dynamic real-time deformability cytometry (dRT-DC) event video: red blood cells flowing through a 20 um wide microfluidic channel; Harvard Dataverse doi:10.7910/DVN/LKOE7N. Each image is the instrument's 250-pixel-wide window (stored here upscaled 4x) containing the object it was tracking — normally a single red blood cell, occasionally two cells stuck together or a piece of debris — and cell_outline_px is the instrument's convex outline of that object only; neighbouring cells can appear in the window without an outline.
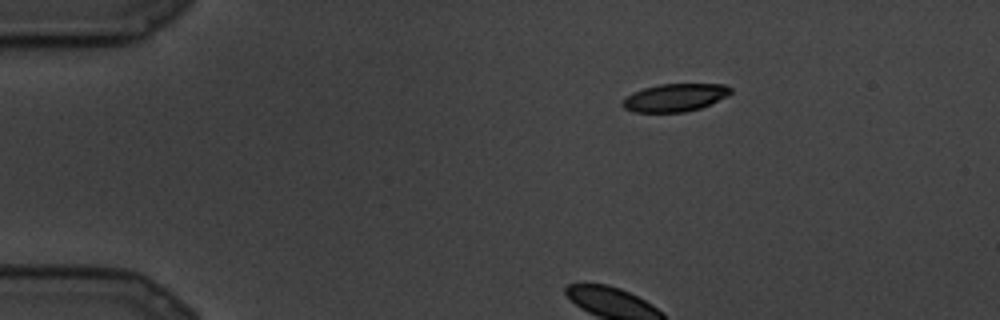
{"species": "common noctule bat (a hibernating species)", "species_latin": "Nyctalus noctula", "temperature_condition": "cold", "stored_images_in_passage": 12, "camera_frame_rate_fps": 3000, "um_per_image_px": 0.085, "animal": {"sex": "male", "body_mass_g": 19.5, "forearm_length_mm": 54.6}, "frame": {"image": 1, "passage_image": 1, "time_ms": 0.0, "image_size_px": [1000, 320], "cell_outline_px": [[732, 92], [728, 96], [700, 108], [684, 112], [632, 112], [624, 108], [620, 104], [624, 96], [632, 92], [644, 88], [660, 84], [724, 84], [732, 88]], "centroid_in_image_um": [57.33, 8.29], "position_along_channel_um": 27.7, "area_um2": 17.69}}